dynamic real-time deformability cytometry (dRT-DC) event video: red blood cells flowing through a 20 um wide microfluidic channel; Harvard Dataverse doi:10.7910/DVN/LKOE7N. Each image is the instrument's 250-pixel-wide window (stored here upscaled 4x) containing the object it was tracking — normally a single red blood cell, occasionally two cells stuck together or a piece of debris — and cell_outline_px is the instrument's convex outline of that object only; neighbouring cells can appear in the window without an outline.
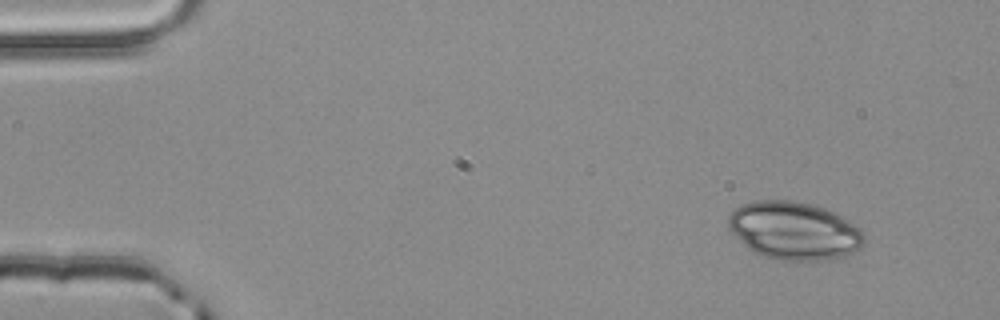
{"species": "common noctule bat (a hibernating species)", "species_latin": "Nyctalus noctula", "temperature_condition": "room temperature", "stored_images_in_passage": 4, "camera_frame_rate_fps": 3000, "um_per_image_px": 0.085, "animal": {"sex": "male", "body_mass_g": 20.4}, "frame": {"image": 1, "passage_image": 1, "time_ms": 0.0, "image_size_px": [1000, 320], "cell_outline_px": [[864, 244], [860, 248], [852, 252], [840, 256], [824, 260], [776, 260], [752, 252], [728, 228], [728, 216], [740, 204], [756, 200], [788, 200], [812, 204], [824, 208], [856, 224], [864, 232]], "centroid_in_image_um": [67.49, 19.6], "position_along_channel_um": 17.5, "area_um2": 45.78}}